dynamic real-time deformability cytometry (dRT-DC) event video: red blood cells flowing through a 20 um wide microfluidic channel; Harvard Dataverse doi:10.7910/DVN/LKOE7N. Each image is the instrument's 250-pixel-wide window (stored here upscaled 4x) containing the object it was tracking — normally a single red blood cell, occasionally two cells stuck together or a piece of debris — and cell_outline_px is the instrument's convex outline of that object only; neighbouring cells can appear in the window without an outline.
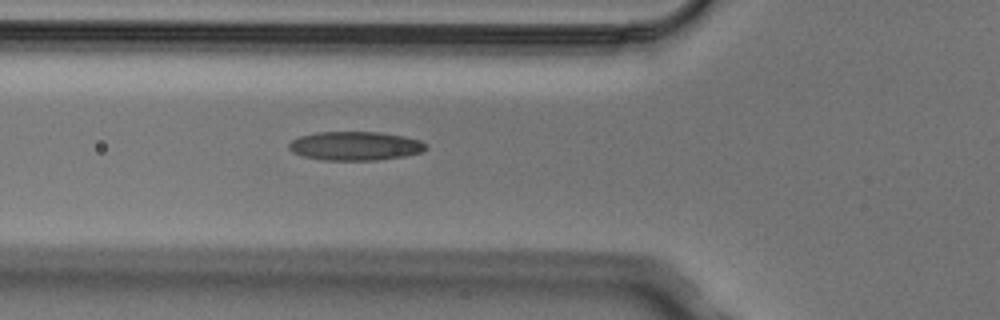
{"species": "Egyptian fruit bat (a non-hibernating species)", "species_latin": "Rousettus aegyptiacus", "temperature_condition": "cold", "stored_images_in_passage": 6, "camera_frame_rate_fps": 3000, "um_per_image_px": 0.085, "animal": {"sex": "male"}, "frame": {"image": 1, "passage_image": 6, "time_ms": 1.667, "image_size_px": [1000, 320], "cell_outline_px": [[428, 148], [420, 152], [404, 156], [376, 160], [324, 160], [304, 156], [292, 152], [288, 148], [288, 144], [292, 140], [300, 136], [316, 132], [380, 132], [404, 136], [420, 140], [428, 144]], "centroid_in_image_um": [30.2, 12.4], "position_along_channel_um": 95.6, "area_um2": 23.06}}